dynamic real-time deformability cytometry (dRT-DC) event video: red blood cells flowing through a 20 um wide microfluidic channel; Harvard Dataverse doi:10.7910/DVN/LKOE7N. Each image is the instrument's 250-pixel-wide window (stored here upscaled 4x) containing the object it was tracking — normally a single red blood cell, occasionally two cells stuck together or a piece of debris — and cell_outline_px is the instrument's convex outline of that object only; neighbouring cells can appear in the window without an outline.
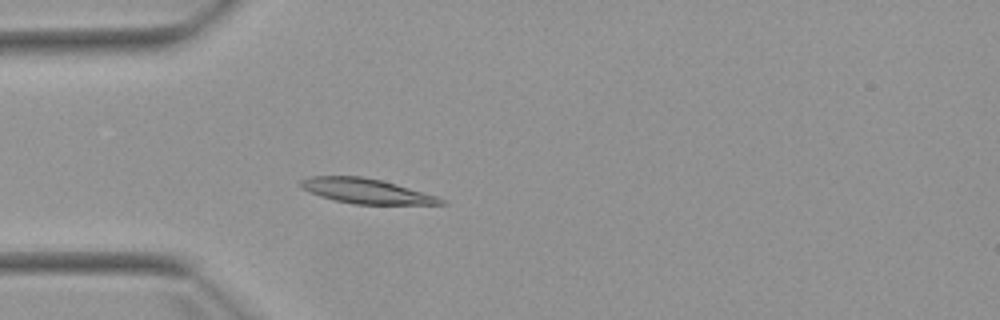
{"species": "Egyptian fruit bat (a non-hibernating species)", "species_latin": "Rousettus aegyptiacus", "temperature_condition": "warm", "stored_images_in_passage": 4, "camera_frame_rate_fps": 3000, "um_per_image_px": 0.085, "animal": {"sex": "female"}, "frame": {"image": 1, "passage_image": 4, "time_ms": 4.333, "image_size_px": [1000, 320], "cell_outline_px": [[448, 204], [352, 204], [320, 196], [300, 188], [300, 180], [312, 176], [360, 176], [380, 180], [396, 184], [436, 196], [444, 200]], "centroid_in_image_um": [31.09, 16.24], "position_along_channel_um": 53.9, "area_um2": 20.06}}